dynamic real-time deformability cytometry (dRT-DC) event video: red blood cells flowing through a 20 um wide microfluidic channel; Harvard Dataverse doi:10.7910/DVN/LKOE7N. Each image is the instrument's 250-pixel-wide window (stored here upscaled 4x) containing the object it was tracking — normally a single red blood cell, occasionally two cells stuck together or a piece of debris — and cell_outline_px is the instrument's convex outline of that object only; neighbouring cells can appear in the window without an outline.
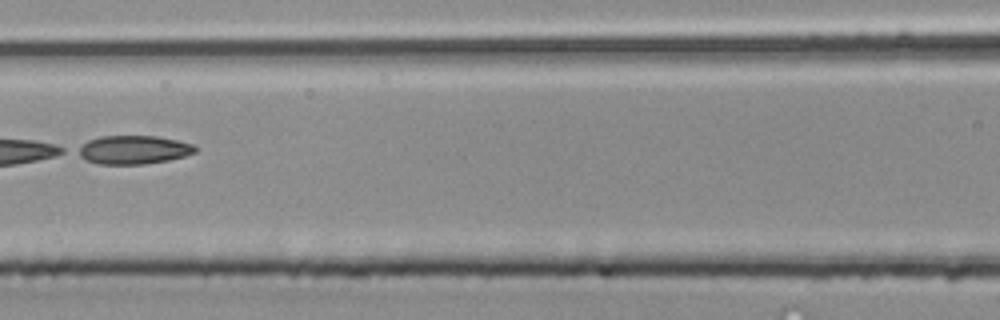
{"species": "common noctule bat (a hibernating species)", "species_latin": "Nyctalus noctula", "temperature_condition": "room temperature", "stored_images_in_passage": 39, "camera_frame_rate_fps": 3000, "um_per_image_px": 0.085, "animal": {"sex": "male", "body_mass_g": 20.4}, "frame": {"image": 1, "passage_image": 12, "time_ms": 3.667, "image_size_px": [1000, 320], "cell_outline_px": [[196, 152], [184, 156], [168, 160], [144, 164], [100, 164], [84, 160], [72, 152], [76, 148], [88, 140], [100, 136], [156, 136], [176, 140], [192, 144], [196, 148]], "centroid_in_image_um": [11.25, 12.73], "position_along_channel_um": 155.3, "area_um2": 19.71}}
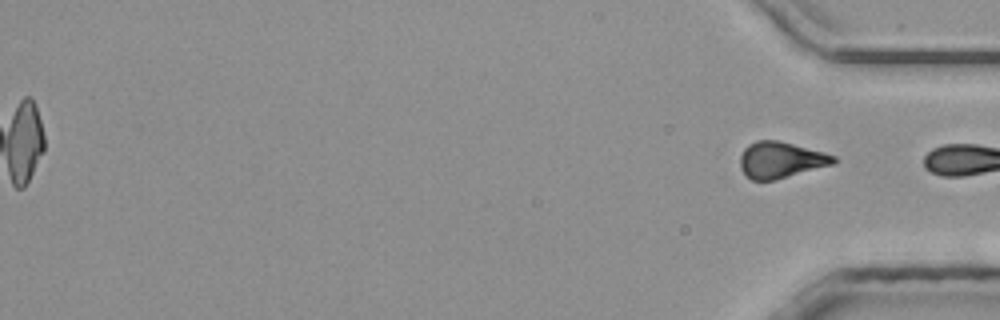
{"frame": {"image": 2, "passage_image": 39, "time_ms": 12.667, "image_size_px": [1000, 320], "cell_outline_px": [[836, 164], [776, 180], [752, 180], [744, 176], [740, 168], [740, 156], [744, 148], [748, 144], [756, 140], [776, 140], [824, 152], [836, 156]], "centroid_in_image_um": [66.36, 13.61], "position_along_channel_um": 368.8, "area_um2": 20.0}}